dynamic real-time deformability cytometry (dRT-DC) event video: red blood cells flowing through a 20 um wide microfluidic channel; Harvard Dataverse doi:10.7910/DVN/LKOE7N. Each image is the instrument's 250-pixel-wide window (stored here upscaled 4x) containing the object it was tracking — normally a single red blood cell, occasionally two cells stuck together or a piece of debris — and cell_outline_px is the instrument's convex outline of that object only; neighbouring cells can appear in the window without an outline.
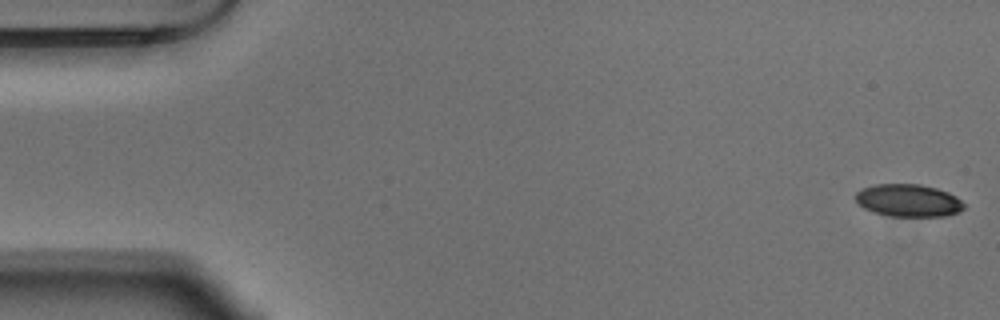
{"species": "Egyptian fruit bat (a non-hibernating species)", "species_latin": "Rousettus aegyptiacus", "temperature_condition": "warm", "stored_images_in_passage": 55, "camera_frame_rate_fps": 3000, "um_per_image_px": 0.085, "animal": {"sex": "male"}, "frame": {"image": 1, "passage_image": 1, "time_ms": 0.0, "image_size_px": [1000, 320], "cell_outline_px": [[964, 208], [960, 212], [944, 216], [892, 216], [872, 212], [864, 208], [856, 200], [856, 192], [864, 188], [876, 184], [920, 184], [936, 188], [948, 192], [956, 196], [964, 204]], "centroid_in_image_um": [77.23, 17.04], "position_along_channel_um": 7.8, "area_um2": 20.46}}
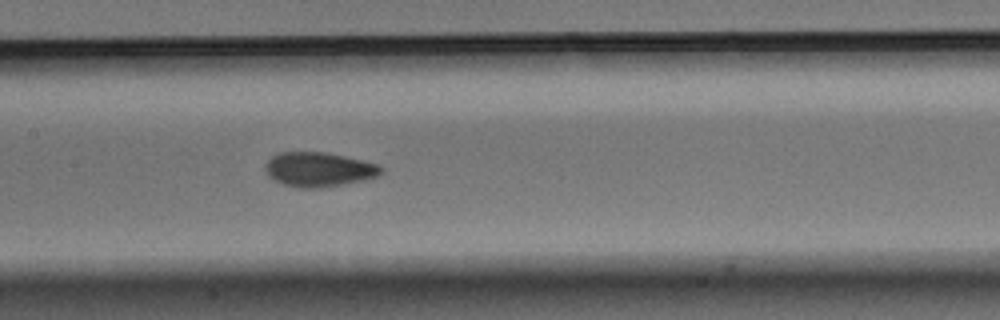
{"frame": {"image": 2, "passage_image": 26, "time_ms": 8.333, "image_size_px": [1000, 320], "cell_outline_px": [[384, 172], [376, 176], [364, 180], [320, 188], [300, 188], [284, 184], [268, 176], [264, 168], [264, 164], [272, 156], [280, 152], [324, 152], [364, 160], [380, 164], [384, 168]], "centroid_in_image_um": [27.12, 14.39], "position_along_channel_um": 180.3, "area_um2": 23.35}}
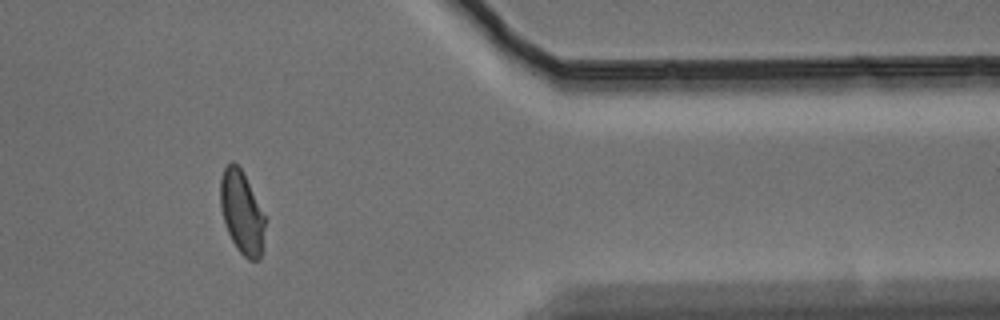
{"frame": {"image": 3, "passage_image": 45, "time_ms": 14.667, "image_size_px": [1000, 320], "cell_outline_px": [[264, 228], [260, 260], [248, 260], [236, 248], [228, 232], [220, 208], [220, 176], [224, 168], [232, 160], [240, 168], [264, 216]], "centroid_in_image_um": [20.51, 18.07], "position_along_channel_um": 390.9, "area_um2": 20.98}, "authors_computed_cell_mechanics": {"area_um2": 22.1952, "velocity_mm_per_s": 3.683, "shape_relaxation_time_tau1_ms": 8.9416, "shape_relaxation_time_tau2_ms": 1.2862, "deformation_change_tau1": 0.1923, "deformation_change_tau2": 0.0581}}